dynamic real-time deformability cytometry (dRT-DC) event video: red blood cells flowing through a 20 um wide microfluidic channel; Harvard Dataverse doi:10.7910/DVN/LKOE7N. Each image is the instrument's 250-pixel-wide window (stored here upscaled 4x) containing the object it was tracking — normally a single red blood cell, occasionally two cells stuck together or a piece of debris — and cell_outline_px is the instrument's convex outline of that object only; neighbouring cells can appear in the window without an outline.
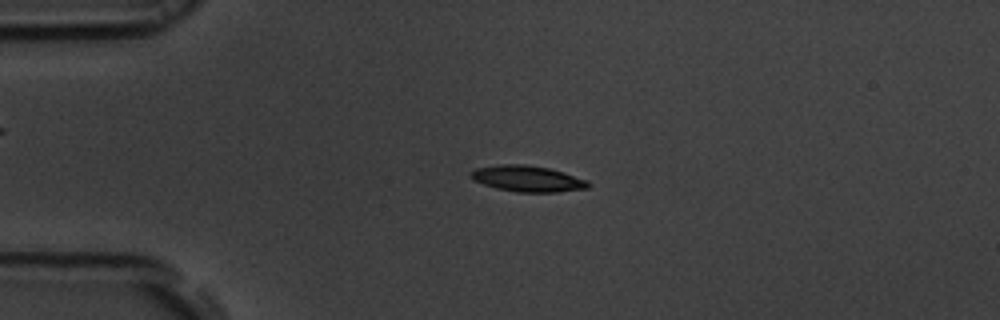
{"species": "common noctule bat (a hibernating species)", "species_latin": "Nyctalus noctula", "temperature_condition": "room temperature", "stored_images_in_passage": 52, "camera_frame_rate_fps": 3000, "um_per_image_px": 0.085, "animal": {"sex": "male", "body_mass_g": 19.5, "forearm_length_mm": 54.6}, "frame": {"image": 1, "passage_image": 12, "time_ms": 3.667, "image_size_px": [1000, 320], "cell_outline_px": [[592, 184], [588, 188], [556, 192], [516, 192], [496, 188], [472, 180], [468, 176], [468, 172], [476, 168], [500, 164], [524, 164], [548, 168], [564, 172], [588, 180]], "centroid_in_image_um": [44.82, 15.18], "position_along_channel_um": 40.2, "area_um2": 18.03}}
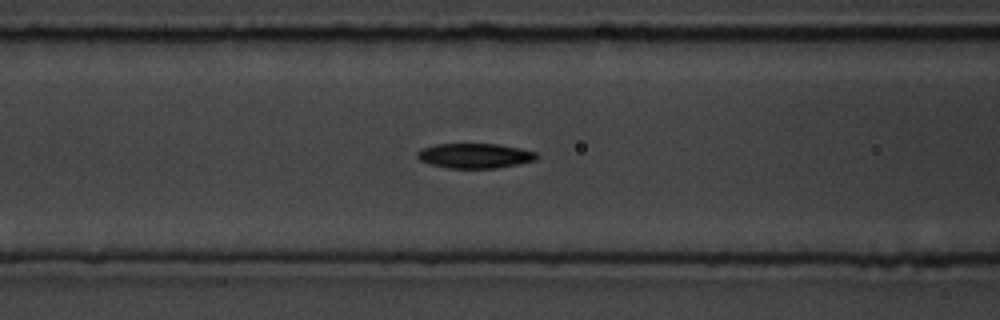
{"frame": {"image": 2, "passage_image": 21, "time_ms": 6.667, "image_size_px": [1000, 320], "cell_outline_px": [[536, 160], [496, 168], [448, 168], [428, 164], [420, 160], [416, 156], [416, 152], [420, 148], [436, 144], [496, 144], [520, 148], [536, 152]], "centroid_in_image_um": [40.29, 13.23], "position_along_channel_um": 126.3, "area_um2": 17.28}}
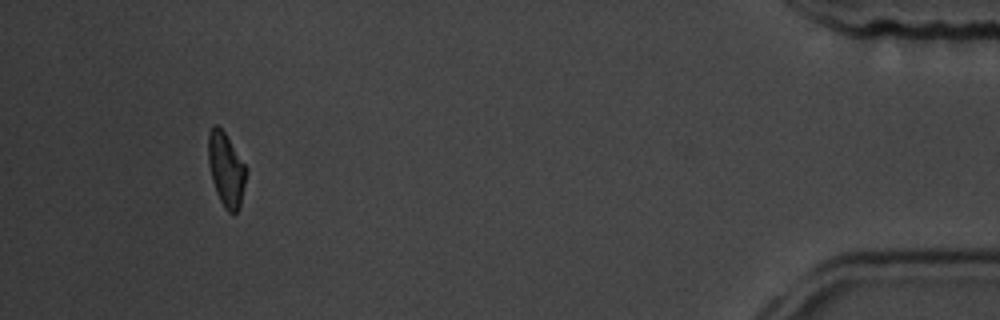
{"frame": {"image": 3, "passage_image": 49, "time_ms": 16.0, "image_size_px": [1000, 320], "cell_outline_px": [[248, 172], [240, 204], [236, 212], [228, 212], [224, 208], [216, 192], [212, 180], [208, 164], [208, 132], [216, 124], [224, 132], [248, 168]], "centroid_in_image_um": [19.22, 14.41], "position_along_channel_um": 416.0, "area_um2": 16.3}, "authors_computed_cell_mechanics": {"area_um2": 17.0221, "velocity_mm_per_s": 3.8431, "shape_relaxation_time_tau1_ms": 3.5102, "shape_relaxation_time_tau2_ms": 4.1458, "deformation_change_tau1": 0.138, "deformation_change_tau2": 0.1103}}